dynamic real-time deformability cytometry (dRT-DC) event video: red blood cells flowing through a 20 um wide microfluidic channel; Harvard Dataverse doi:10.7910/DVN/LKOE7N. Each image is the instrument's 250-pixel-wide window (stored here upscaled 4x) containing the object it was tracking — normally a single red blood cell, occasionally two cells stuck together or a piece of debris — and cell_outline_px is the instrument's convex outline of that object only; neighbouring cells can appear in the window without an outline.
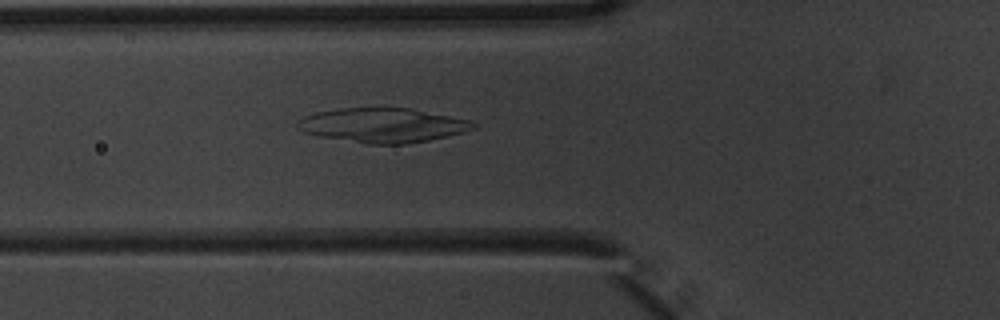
{"species": "common noctule bat (a hibernating species)", "species_latin": "Nyctalus noctula", "temperature_condition": "warm", "stored_images_in_passage": 4, "camera_frame_rate_fps": 3000, "um_per_image_px": 0.085, "animal": {"sex": "male", "body_mass_g": 20.1, "forearm_length_mm": 53.5}, "frame": {"image": 1, "passage_image": 4, "time_ms": 1.0, "image_size_px": [1000, 320], "cell_outline_px": [[476, 128], [464, 132], [428, 140], [404, 144], [368, 144], [316, 136], [304, 132], [296, 128], [296, 120], [304, 116], [316, 112], [340, 108], [412, 108], [468, 120], [476, 124]], "centroid_in_image_um": [32.47, 10.65], "position_along_channel_um": 93.3, "area_um2": 35.32}}